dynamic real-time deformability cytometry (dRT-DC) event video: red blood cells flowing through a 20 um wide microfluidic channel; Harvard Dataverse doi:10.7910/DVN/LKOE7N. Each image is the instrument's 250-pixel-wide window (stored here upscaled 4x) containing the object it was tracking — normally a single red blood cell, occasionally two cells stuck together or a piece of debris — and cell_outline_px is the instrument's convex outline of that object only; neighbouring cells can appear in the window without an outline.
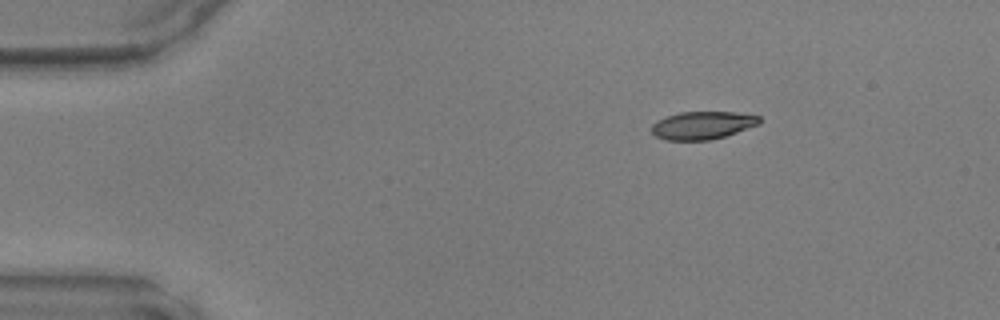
{"species": "common noctule bat (a hibernating species)", "species_latin": "Nyctalus noctula", "temperature_condition": "warm", "stored_images_in_passage": 41, "camera_frame_rate_fps": 3000, "um_per_image_px": 0.085, "animal": {"sex": "male", "body_mass_g": 17.9, "forearm_length_mm": 54.2}, "frame": {"image": 1, "passage_image": 1, "time_ms": 0.0, "image_size_px": [1000, 320], "cell_outline_px": [[760, 124], [724, 136], [708, 140], [668, 140], [656, 136], [652, 132], [652, 124], [668, 116], [680, 112], [736, 112], [760, 116]], "centroid_in_image_um": [59.74, 10.64], "position_along_channel_um": 25.3, "area_um2": 17.22}}
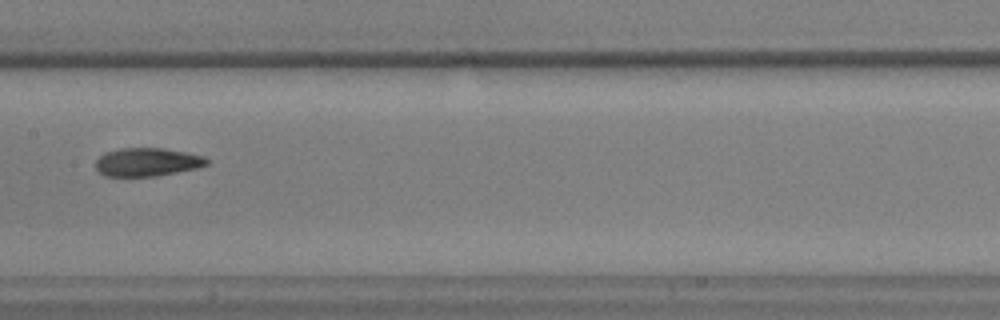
{"frame": {"image": 2, "passage_image": 18, "time_ms": 5.667, "image_size_px": [1000, 320], "cell_outline_px": [[208, 164], [196, 168], [156, 176], [104, 176], [96, 168], [96, 160], [104, 152], [120, 148], [164, 148], [204, 156], [208, 160]], "centroid_in_image_um": [12.49, 13.77], "position_along_channel_um": 194.9, "area_um2": 18.26}}
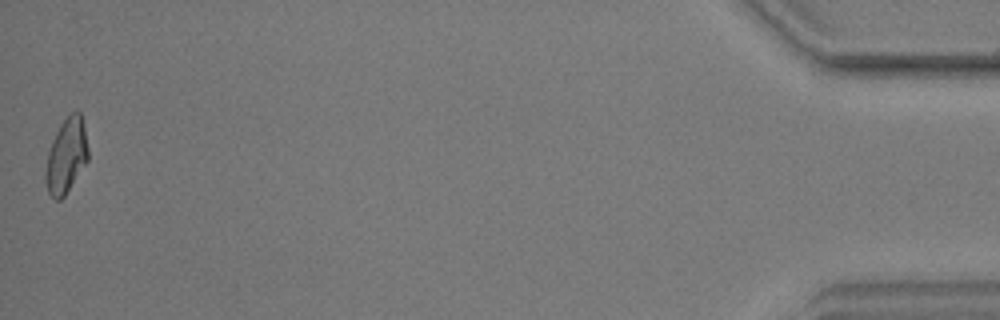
{"frame": {"image": 3, "passage_image": 41, "time_ms": 13.333, "image_size_px": [1000, 320], "cell_outline_px": [[88, 160], [64, 196], [60, 200], [56, 200], [48, 192], [44, 180], [44, 172], [48, 152], [52, 140], [60, 124], [72, 112], [80, 112], [84, 128], [88, 148]], "centroid_in_image_um": [5.61, 13.27], "position_along_channel_um": 429.6, "area_um2": 18.38}}